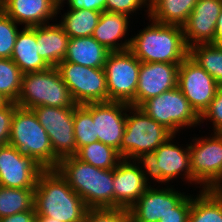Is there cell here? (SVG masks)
Instances as JSON below:
<instances>
[{"label":"cell","mask_w":222,"mask_h":222,"mask_svg":"<svg viewBox=\"0 0 222 222\" xmlns=\"http://www.w3.org/2000/svg\"><path fill=\"white\" fill-rule=\"evenodd\" d=\"M180 64L141 62L135 107L177 87Z\"/></svg>","instance_id":"ac0fdd59"},{"label":"cell","mask_w":222,"mask_h":222,"mask_svg":"<svg viewBox=\"0 0 222 222\" xmlns=\"http://www.w3.org/2000/svg\"><path fill=\"white\" fill-rule=\"evenodd\" d=\"M18 107L33 109L38 106L75 108L71 93L56 67L22 75Z\"/></svg>","instance_id":"8992f818"},{"label":"cell","mask_w":222,"mask_h":222,"mask_svg":"<svg viewBox=\"0 0 222 222\" xmlns=\"http://www.w3.org/2000/svg\"><path fill=\"white\" fill-rule=\"evenodd\" d=\"M110 51L92 36L69 38L64 61L85 67L104 68Z\"/></svg>","instance_id":"cb8c5ba5"},{"label":"cell","mask_w":222,"mask_h":222,"mask_svg":"<svg viewBox=\"0 0 222 222\" xmlns=\"http://www.w3.org/2000/svg\"><path fill=\"white\" fill-rule=\"evenodd\" d=\"M22 75L11 58L0 59V94L10 102L16 103L20 95Z\"/></svg>","instance_id":"1f68e13d"},{"label":"cell","mask_w":222,"mask_h":222,"mask_svg":"<svg viewBox=\"0 0 222 222\" xmlns=\"http://www.w3.org/2000/svg\"><path fill=\"white\" fill-rule=\"evenodd\" d=\"M39 56L50 66L56 67L66 56L69 36L57 22L36 26Z\"/></svg>","instance_id":"7402d4cb"},{"label":"cell","mask_w":222,"mask_h":222,"mask_svg":"<svg viewBox=\"0 0 222 222\" xmlns=\"http://www.w3.org/2000/svg\"><path fill=\"white\" fill-rule=\"evenodd\" d=\"M56 68L77 105L108 102L104 68L85 67L64 60Z\"/></svg>","instance_id":"8fae6325"},{"label":"cell","mask_w":222,"mask_h":222,"mask_svg":"<svg viewBox=\"0 0 222 222\" xmlns=\"http://www.w3.org/2000/svg\"><path fill=\"white\" fill-rule=\"evenodd\" d=\"M75 156L100 169H114L122 160L117 150L100 141L81 147Z\"/></svg>","instance_id":"f546056e"},{"label":"cell","mask_w":222,"mask_h":222,"mask_svg":"<svg viewBox=\"0 0 222 222\" xmlns=\"http://www.w3.org/2000/svg\"><path fill=\"white\" fill-rule=\"evenodd\" d=\"M212 44L222 46V11L217 20L215 38Z\"/></svg>","instance_id":"60d3db41"},{"label":"cell","mask_w":222,"mask_h":222,"mask_svg":"<svg viewBox=\"0 0 222 222\" xmlns=\"http://www.w3.org/2000/svg\"><path fill=\"white\" fill-rule=\"evenodd\" d=\"M106 0H64L57 8H61L66 4L67 9H90L94 11H105Z\"/></svg>","instance_id":"f35d334b"},{"label":"cell","mask_w":222,"mask_h":222,"mask_svg":"<svg viewBox=\"0 0 222 222\" xmlns=\"http://www.w3.org/2000/svg\"><path fill=\"white\" fill-rule=\"evenodd\" d=\"M10 101L0 94V108L6 106Z\"/></svg>","instance_id":"7bdbcfd3"},{"label":"cell","mask_w":222,"mask_h":222,"mask_svg":"<svg viewBox=\"0 0 222 222\" xmlns=\"http://www.w3.org/2000/svg\"><path fill=\"white\" fill-rule=\"evenodd\" d=\"M35 188H9L0 186V219L16 213L35 210Z\"/></svg>","instance_id":"83f0119b"},{"label":"cell","mask_w":222,"mask_h":222,"mask_svg":"<svg viewBox=\"0 0 222 222\" xmlns=\"http://www.w3.org/2000/svg\"><path fill=\"white\" fill-rule=\"evenodd\" d=\"M206 121V122H205ZM204 122L209 126L210 132H222V85L219 86L214 99L210 102L208 108L200 116V129H203ZM209 122V124L207 123ZM211 122V123H210ZM202 124V125H201Z\"/></svg>","instance_id":"e575fe53"},{"label":"cell","mask_w":222,"mask_h":222,"mask_svg":"<svg viewBox=\"0 0 222 222\" xmlns=\"http://www.w3.org/2000/svg\"><path fill=\"white\" fill-rule=\"evenodd\" d=\"M148 20L146 27L131 34L129 50L140 62L181 64L189 55L183 28Z\"/></svg>","instance_id":"3957f363"},{"label":"cell","mask_w":222,"mask_h":222,"mask_svg":"<svg viewBox=\"0 0 222 222\" xmlns=\"http://www.w3.org/2000/svg\"><path fill=\"white\" fill-rule=\"evenodd\" d=\"M191 135H195L189 141L192 186L222 190V132Z\"/></svg>","instance_id":"52a82bcc"},{"label":"cell","mask_w":222,"mask_h":222,"mask_svg":"<svg viewBox=\"0 0 222 222\" xmlns=\"http://www.w3.org/2000/svg\"><path fill=\"white\" fill-rule=\"evenodd\" d=\"M73 122L77 151L85 145L98 141L92 118V103L77 105L74 108Z\"/></svg>","instance_id":"4dcf8cb0"},{"label":"cell","mask_w":222,"mask_h":222,"mask_svg":"<svg viewBox=\"0 0 222 222\" xmlns=\"http://www.w3.org/2000/svg\"><path fill=\"white\" fill-rule=\"evenodd\" d=\"M131 219L129 209L101 208L88 209L84 222H129Z\"/></svg>","instance_id":"d590c367"},{"label":"cell","mask_w":222,"mask_h":222,"mask_svg":"<svg viewBox=\"0 0 222 222\" xmlns=\"http://www.w3.org/2000/svg\"><path fill=\"white\" fill-rule=\"evenodd\" d=\"M17 107L14 102H9L0 108V146L9 143L12 118Z\"/></svg>","instance_id":"8d00e7d4"},{"label":"cell","mask_w":222,"mask_h":222,"mask_svg":"<svg viewBox=\"0 0 222 222\" xmlns=\"http://www.w3.org/2000/svg\"><path fill=\"white\" fill-rule=\"evenodd\" d=\"M222 0H198L182 26L188 48L195 44L213 43Z\"/></svg>","instance_id":"e0dca14e"},{"label":"cell","mask_w":222,"mask_h":222,"mask_svg":"<svg viewBox=\"0 0 222 222\" xmlns=\"http://www.w3.org/2000/svg\"><path fill=\"white\" fill-rule=\"evenodd\" d=\"M140 67L141 62L130 50L109 53L104 66L108 101L135 107Z\"/></svg>","instance_id":"30bf717a"},{"label":"cell","mask_w":222,"mask_h":222,"mask_svg":"<svg viewBox=\"0 0 222 222\" xmlns=\"http://www.w3.org/2000/svg\"><path fill=\"white\" fill-rule=\"evenodd\" d=\"M11 59L20 68L23 74L43 71L50 68L39 56L36 40V26L21 27L16 37Z\"/></svg>","instance_id":"603a6c76"},{"label":"cell","mask_w":222,"mask_h":222,"mask_svg":"<svg viewBox=\"0 0 222 222\" xmlns=\"http://www.w3.org/2000/svg\"><path fill=\"white\" fill-rule=\"evenodd\" d=\"M195 191L197 193L191 192L188 222H222V190Z\"/></svg>","instance_id":"d4e9b609"},{"label":"cell","mask_w":222,"mask_h":222,"mask_svg":"<svg viewBox=\"0 0 222 222\" xmlns=\"http://www.w3.org/2000/svg\"><path fill=\"white\" fill-rule=\"evenodd\" d=\"M198 0H151L149 18L160 24L183 26Z\"/></svg>","instance_id":"484cf974"},{"label":"cell","mask_w":222,"mask_h":222,"mask_svg":"<svg viewBox=\"0 0 222 222\" xmlns=\"http://www.w3.org/2000/svg\"><path fill=\"white\" fill-rule=\"evenodd\" d=\"M36 216L60 222H84L88 210L82 198L56 169L44 170L35 187Z\"/></svg>","instance_id":"6da1fadb"},{"label":"cell","mask_w":222,"mask_h":222,"mask_svg":"<svg viewBox=\"0 0 222 222\" xmlns=\"http://www.w3.org/2000/svg\"><path fill=\"white\" fill-rule=\"evenodd\" d=\"M44 170L34 159L24 155L14 146H0L1 187L35 188L39 175Z\"/></svg>","instance_id":"9a60e30c"},{"label":"cell","mask_w":222,"mask_h":222,"mask_svg":"<svg viewBox=\"0 0 222 222\" xmlns=\"http://www.w3.org/2000/svg\"><path fill=\"white\" fill-rule=\"evenodd\" d=\"M149 186L139 166L133 160L122 159L114 168V208L129 209Z\"/></svg>","instance_id":"d6986e66"},{"label":"cell","mask_w":222,"mask_h":222,"mask_svg":"<svg viewBox=\"0 0 222 222\" xmlns=\"http://www.w3.org/2000/svg\"><path fill=\"white\" fill-rule=\"evenodd\" d=\"M174 134L140 108L129 106L126 127L120 145L122 159L133 160L139 154L155 151Z\"/></svg>","instance_id":"ba28073f"},{"label":"cell","mask_w":222,"mask_h":222,"mask_svg":"<svg viewBox=\"0 0 222 222\" xmlns=\"http://www.w3.org/2000/svg\"><path fill=\"white\" fill-rule=\"evenodd\" d=\"M138 108L176 135L200 125V116L178 87L144 101Z\"/></svg>","instance_id":"9c48e42d"},{"label":"cell","mask_w":222,"mask_h":222,"mask_svg":"<svg viewBox=\"0 0 222 222\" xmlns=\"http://www.w3.org/2000/svg\"><path fill=\"white\" fill-rule=\"evenodd\" d=\"M36 213L35 210L24 211L16 213L11 216L3 217L0 222H35Z\"/></svg>","instance_id":"ab89813d"},{"label":"cell","mask_w":222,"mask_h":222,"mask_svg":"<svg viewBox=\"0 0 222 222\" xmlns=\"http://www.w3.org/2000/svg\"><path fill=\"white\" fill-rule=\"evenodd\" d=\"M130 105L124 102L92 103V118L98 141L120 154V145L126 127V115Z\"/></svg>","instance_id":"2e32d148"},{"label":"cell","mask_w":222,"mask_h":222,"mask_svg":"<svg viewBox=\"0 0 222 222\" xmlns=\"http://www.w3.org/2000/svg\"><path fill=\"white\" fill-rule=\"evenodd\" d=\"M61 10V8H57V19H60L58 23L63 27L69 38L93 35L101 12L90 9H69L62 14Z\"/></svg>","instance_id":"4316f807"},{"label":"cell","mask_w":222,"mask_h":222,"mask_svg":"<svg viewBox=\"0 0 222 222\" xmlns=\"http://www.w3.org/2000/svg\"><path fill=\"white\" fill-rule=\"evenodd\" d=\"M174 185H150L129 208L135 222H159L161 217L172 212L189 193ZM182 191V192H181Z\"/></svg>","instance_id":"5bb4252c"},{"label":"cell","mask_w":222,"mask_h":222,"mask_svg":"<svg viewBox=\"0 0 222 222\" xmlns=\"http://www.w3.org/2000/svg\"><path fill=\"white\" fill-rule=\"evenodd\" d=\"M57 7L54 0H0V9L22 27L55 22Z\"/></svg>","instance_id":"ffe728a7"},{"label":"cell","mask_w":222,"mask_h":222,"mask_svg":"<svg viewBox=\"0 0 222 222\" xmlns=\"http://www.w3.org/2000/svg\"><path fill=\"white\" fill-rule=\"evenodd\" d=\"M58 5L61 4L64 0H54Z\"/></svg>","instance_id":"ee69618b"},{"label":"cell","mask_w":222,"mask_h":222,"mask_svg":"<svg viewBox=\"0 0 222 222\" xmlns=\"http://www.w3.org/2000/svg\"><path fill=\"white\" fill-rule=\"evenodd\" d=\"M10 145L34 159L46 169H56L59 159L54 155L50 138L32 109L17 107L10 128Z\"/></svg>","instance_id":"5b68a950"},{"label":"cell","mask_w":222,"mask_h":222,"mask_svg":"<svg viewBox=\"0 0 222 222\" xmlns=\"http://www.w3.org/2000/svg\"><path fill=\"white\" fill-rule=\"evenodd\" d=\"M130 19L134 18L123 13L103 11L92 37L110 52L129 50L131 45L129 33L132 32L130 29H133L130 24L134 21Z\"/></svg>","instance_id":"44dd1931"},{"label":"cell","mask_w":222,"mask_h":222,"mask_svg":"<svg viewBox=\"0 0 222 222\" xmlns=\"http://www.w3.org/2000/svg\"><path fill=\"white\" fill-rule=\"evenodd\" d=\"M188 56L222 85V46L195 44L189 48Z\"/></svg>","instance_id":"f1b7e54d"},{"label":"cell","mask_w":222,"mask_h":222,"mask_svg":"<svg viewBox=\"0 0 222 222\" xmlns=\"http://www.w3.org/2000/svg\"><path fill=\"white\" fill-rule=\"evenodd\" d=\"M219 86L215 79L189 56L180 64L177 87L199 116L208 108Z\"/></svg>","instance_id":"4fadbf2b"},{"label":"cell","mask_w":222,"mask_h":222,"mask_svg":"<svg viewBox=\"0 0 222 222\" xmlns=\"http://www.w3.org/2000/svg\"><path fill=\"white\" fill-rule=\"evenodd\" d=\"M32 110L50 138L54 155L59 160L76 155L74 108L38 106Z\"/></svg>","instance_id":"7c38bea8"},{"label":"cell","mask_w":222,"mask_h":222,"mask_svg":"<svg viewBox=\"0 0 222 222\" xmlns=\"http://www.w3.org/2000/svg\"><path fill=\"white\" fill-rule=\"evenodd\" d=\"M35 222H60L55 218L36 216Z\"/></svg>","instance_id":"b9f144b4"},{"label":"cell","mask_w":222,"mask_h":222,"mask_svg":"<svg viewBox=\"0 0 222 222\" xmlns=\"http://www.w3.org/2000/svg\"><path fill=\"white\" fill-rule=\"evenodd\" d=\"M0 9V59H10L20 28Z\"/></svg>","instance_id":"d6a6232c"},{"label":"cell","mask_w":222,"mask_h":222,"mask_svg":"<svg viewBox=\"0 0 222 222\" xmlns=\"http://www.w3.org/2000/svg\"><path fill=\"white\" fill-rule=\"evenodd\" d=\"M191 210V194L189 193L172 212L164 217H161L159 222H188L189 213Z\"/></svg>","instance_id":"74e56055"},{"label":"cell","mask_w":222,"mask_h":222,"mask_svg":"<svg viewBox=\"0 0 222 222\" xmlns=\"http://www.w3.org/2000/svg\"><path fill=\"white\" fill-rule=\"evenodd\" d=\"M178 136L174 134L155 151L139 154L133 159L150 185H171L177 179H183L177 181L192 186L189 142L180 146L176 140L180 138Z\"/></svg>","instance_id":"277c9868"},{"label":"cell","mask_w":222,"mask_h":222,"mask_svg":"<svg viewBox=\"0 0 222 222\" xmlns=\"http://www.w3.org/2000/svg\"><path fill=\"white\" fill-rule=\"evenodd\" d=\"M105 11L123 13L131 18L137 17L141 11H145L143 15L147 16L145 17L147 20L149 18V2L147 0H106Z\"/></svg>","instance_id":"836d02e7"},{"label":"cell","mask_w":222,"mask_h":222,"mask_svg":"<svg viewBox=\"0 0 222 222\" xmlns=\"http://www.w3.org/2000/svg\"><path fill=\"white\" fill-rule=\"evenodd\" d=\"M56 170L88 209L114 208V169H100L75 155L59 160Z\"/></svg>","instance_id":"7a4b0ae2"}]
</instances>
